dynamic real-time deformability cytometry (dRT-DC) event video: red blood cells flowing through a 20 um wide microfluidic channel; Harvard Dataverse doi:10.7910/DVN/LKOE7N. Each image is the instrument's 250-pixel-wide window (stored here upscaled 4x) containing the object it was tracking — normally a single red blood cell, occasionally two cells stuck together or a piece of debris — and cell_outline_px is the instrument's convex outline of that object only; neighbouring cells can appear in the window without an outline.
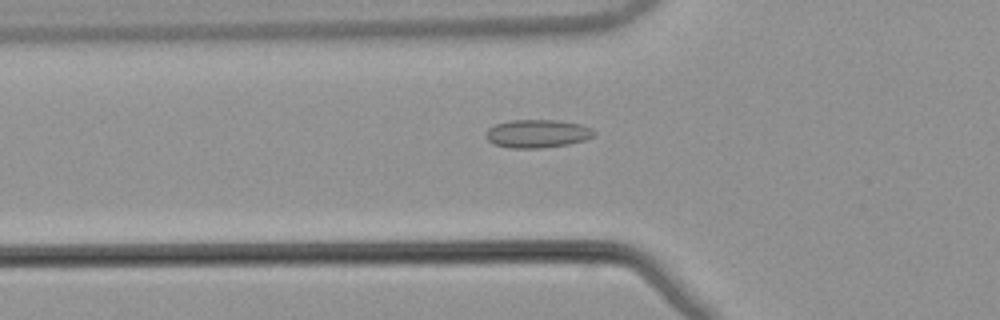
{"species": "common noctule bat (a hibernating species)", "species_latin": "Nyctalus noctula", "temperature_condition": "warm", "stored_images_in_passage": 51, "camera_frame_rate_fps": 3000, "um_per_image_px": 0.085, "animal": {"sex": "male", "body_mass_g": 21.5, "forearm_length_mm": 52.0}, "frame": {"image": 1, "passage_image": 17, "time_ms": 5.333, "image_size_px": [1000, 320], "cell_outline_px": [[596, 132], [592, 136], [584, 140], [568, 144], [540, 148], [512, 148], [492, 144], [484, 136], [488, 128], [496, 124], [512, 120], [560, 120], [580, 124], [592, 128]], "centroid_in_image_um": [45.65, 11.35], "position_along_channel_um": 80.1, "area_um2": 17.8}}
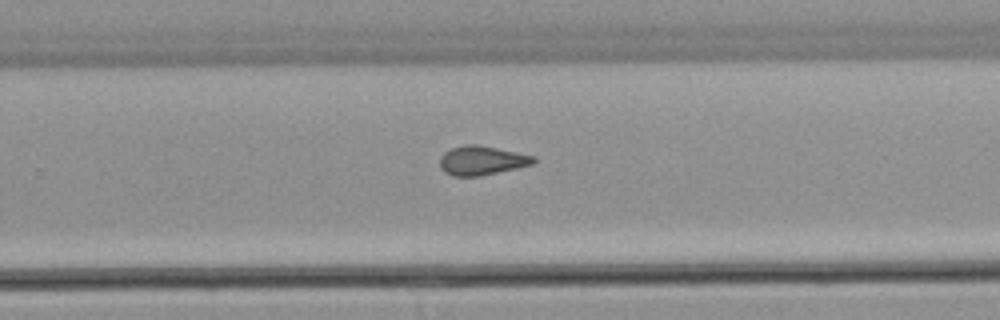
{"frame": {"image": 2, "passage_image": 33, "time_ms": 10.667, "image_size_px": [1000, 320], "cell_outline_px": [[536, 160], [532, 164], [516, 168], [476, 176], [452, 176], [444, 172], [440, 168], [440, 156], [444, 152], [452, 148], [464, 144], [476, 144], [536, 156]], "centroid_in_image_um": [40.91, 13.63], "position_along_channel_um": 288.9, "area_um2": 15.78}}
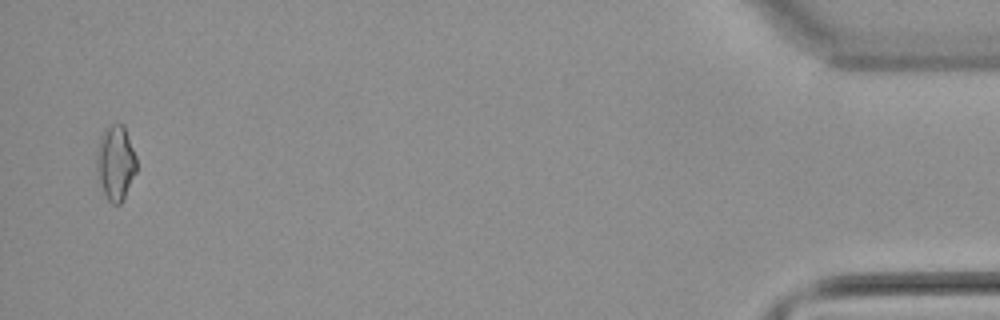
{"frame": {"image": 3, "passage_image": 50, "time_ms": 16.333, "image_size_px": [1000, 320], "cell_outline_px": [[136, 172], [120, 204], [112, 204], [108, 200], [104, 192], [96, 168], [96, 152], [100, 136], [112, 124], [124, 124], [136, 156]], "centroid_in_image_um": [9.83, 13.81], "position_along_channel_um": 425.4, "area_um2": 17.11}, "authors_computed_cell_mechanics": {"area_um2": 16.0106, "velocity_mm_per_s": 3.914, "shape_relaxation_time_tau1_ms": null, "shape_relaxation_time_tau2_ms": 1.7381, "deformation_change_tau1": null, "deformation_change_tau2": 0.0841}}